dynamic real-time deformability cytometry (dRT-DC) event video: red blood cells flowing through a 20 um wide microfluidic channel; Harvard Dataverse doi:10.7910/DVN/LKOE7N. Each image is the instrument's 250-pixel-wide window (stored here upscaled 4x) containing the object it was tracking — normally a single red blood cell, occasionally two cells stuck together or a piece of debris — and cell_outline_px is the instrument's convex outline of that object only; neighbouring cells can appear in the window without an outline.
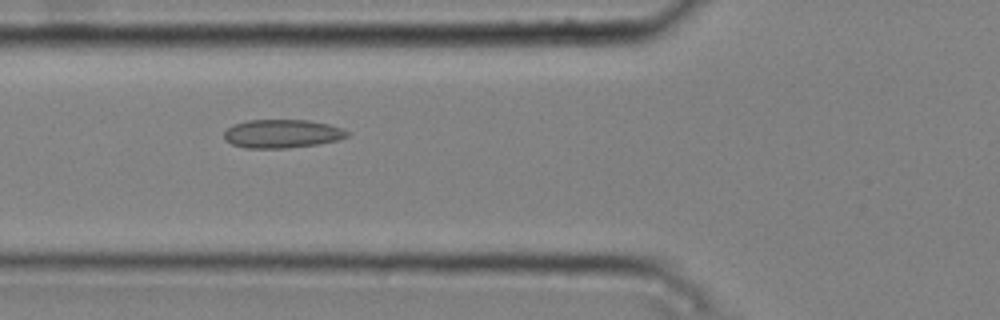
{"species": "common noctule bat (a hibernating species)", "species_latin": "Nyctalus noctula", "temperature_condition": "cold", "stored_images_in_passage": 6, "camera_frame_rate_fps": 3000, "um_per_image_px": 0.085, "animal": {"sex": "male", "body_mass_g": 20.4}, "frame": {"image": 1, "passage_image": 5, "time_ms": 1.333, "image_size_px": [1000, 320], "cell_outline_px": [[352, 132], [348, 136], [340, 140], [316, 144], [288, 148], [244, 148], [232, 144], [224, 140], [224, 132], [232, 124], [248, 120], [308, 120], [328, 124], [344, 128]], "centroid_in_image_um": [24.0, 11.36], "position_along_channel_um": 101.8, "area_um2": 20.69}}
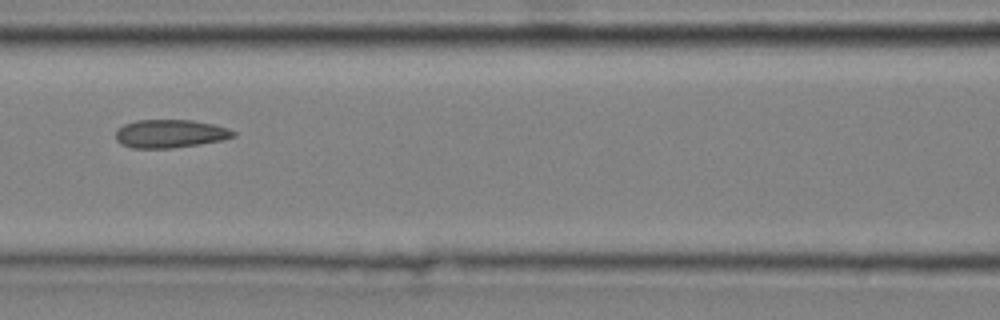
{"frame": {"image": 2, "passage_image": 6, "time_ms": 1.667, "image_size_px": [1000, 320], "cell_outline_px": [[236, 136], [224, 140], [200, 144], [172, 148], [132, 148], [120, 144], [116, 140], [116, 132], [124, 124], [136, 120], [192, 120], [212, 124], [228, 128], [236, 132]], "centroid_in_image_um": [14.48, 11.37], "position_along_channel_um": 152.1, "area_um2": 19.42}}